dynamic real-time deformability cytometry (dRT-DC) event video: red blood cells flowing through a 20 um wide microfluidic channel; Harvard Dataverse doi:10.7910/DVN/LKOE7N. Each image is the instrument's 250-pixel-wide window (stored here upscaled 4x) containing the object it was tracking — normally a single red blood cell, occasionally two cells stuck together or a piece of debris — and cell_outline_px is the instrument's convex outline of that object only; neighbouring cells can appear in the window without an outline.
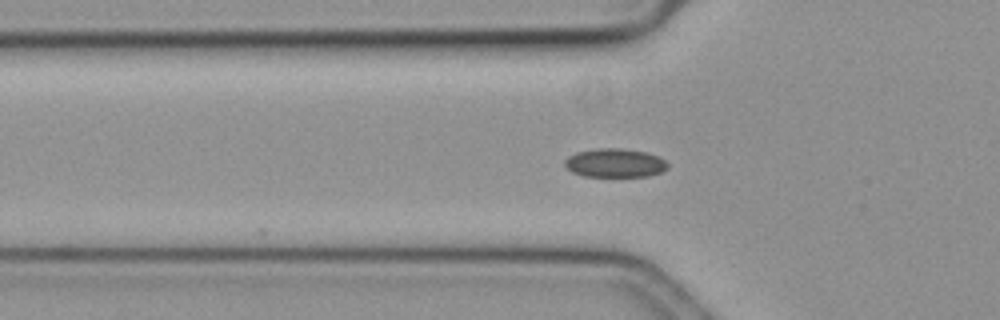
{"species": "common noctule bat (a hibernating species)", "species_latin": "Nyctalus noctula", "temperature_condition": "cold", "stored_images_in_passage": 7, "camera_frame_rate_fps": 3000, "um_per_image_px": 0.085, "animal": {"sex": "female", "body_mass_g": 19.3, "forearm_length_mm": 54.1}, "frame": {"image": 1, "passage_image": 4, "time_ms": 1.0, "image_size_px": [1000, 320], "cell_outline_px": [[668, 168], [660, 172], [648, 176], [584, 176], [572, 172], [564, 164], [564, 160], [568, 156], [576, 152], [600, 148], [620, 148], [648, 152], [664, 160], [668, 164]], "centroid_in_image_um": [52.26, 13.84], "position_along_channel_um": 73.5, "area_um2": 17.17}}
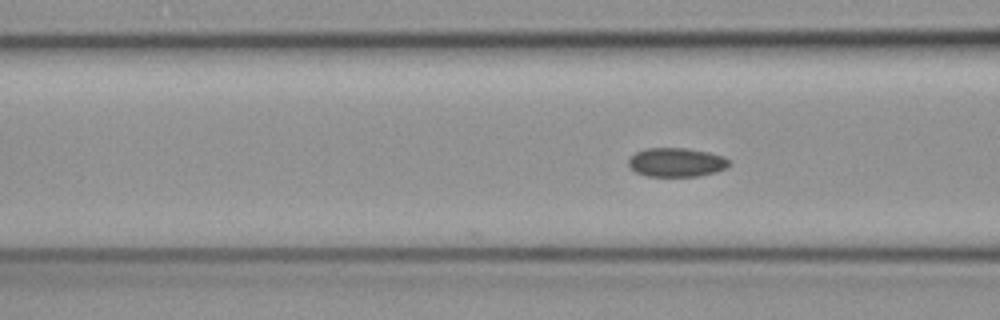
{"frame": {"image": 2, "passage_image": 7, "time_ms": 2.0, "image_size_px": [1000, 320], "cell_outline_px": [[728, 168], [716, 172], [700, 176], [648, 176], [636, 172], [628, 164], [628, 160], [636, 152], [644, 148], [684, 148], [708, 152], [724, 156], [728, 160]], "centroid_in_image_um": [57.5, 13.8], "position_along_channel_um": 109.1, "area_um2": 16.94}}